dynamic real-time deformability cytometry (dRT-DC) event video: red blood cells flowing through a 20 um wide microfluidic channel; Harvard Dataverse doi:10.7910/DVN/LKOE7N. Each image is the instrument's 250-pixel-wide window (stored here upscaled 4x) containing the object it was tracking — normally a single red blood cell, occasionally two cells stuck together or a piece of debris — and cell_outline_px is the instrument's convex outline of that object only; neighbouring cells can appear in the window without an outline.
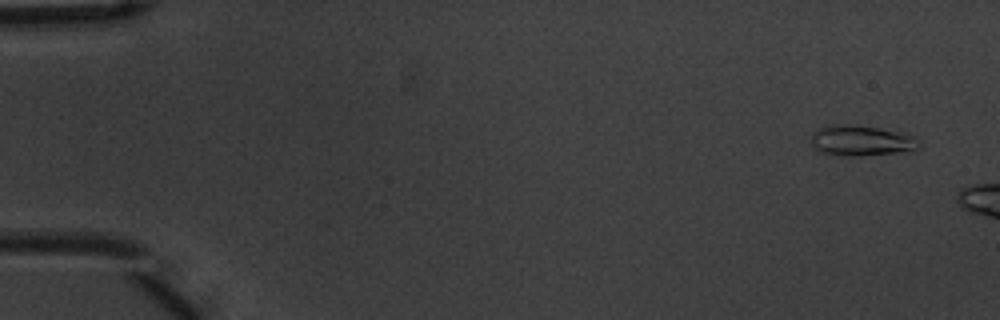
{"species": "common noctule bat (a hibernating species)", "species_latin": "Nyctalus noctula", "temperature_condition": "warm", "stored_images_in_passage": 3, "camera_frame_rate_fps": 3000, "um_per_image_px": 0.085, "animal": {"sex": "male", "body_mass_g": 20.1, "forearm_length_mm": 53.5}, "frame": {"image": 1, "passage_image": 1, "time_ms": 0.0, "image_size_px": [1000, 320], "cell_outline_px": [[920, 148], [908, 152], [860, 156], [848, 156], [824, 152], [816, 148], [812, 144], [812, 132], [828, 124], [848, 124], [880, 128], [912, 136], [920, 144]], "centroid_in_image_um": [73.23, 11.95], "position_along_channel_um": 11.8, "area_um2": 19.07}}